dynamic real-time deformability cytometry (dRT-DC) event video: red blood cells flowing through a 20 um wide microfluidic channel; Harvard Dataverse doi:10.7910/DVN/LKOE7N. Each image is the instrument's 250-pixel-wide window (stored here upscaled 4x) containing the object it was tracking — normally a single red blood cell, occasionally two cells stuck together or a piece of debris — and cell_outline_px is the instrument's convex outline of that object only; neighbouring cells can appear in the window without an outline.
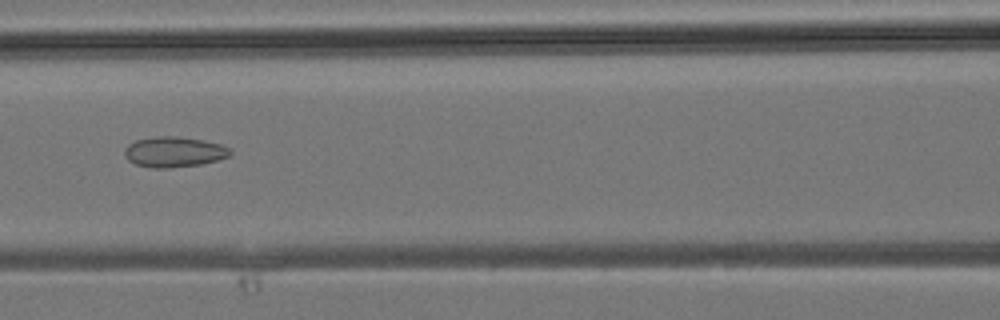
{"species": "common noctule bat (a hibernating species)", "species_latin": "Nyctalus noctula", "temperature_condition": "room temperature", "stored_images_in_passage": 27, "camera_frame_rate_fps": 3000, "um_per_image_px": 0.085, "animal": {"sex": "male", "body_mass_g": 19.2, "forearm_length_mm": 51.8}, "frame": {"image": 1, "passage_image": 10, "time_ms": 3.0, "image_size_px": [1000, 320], "cell_outline_px": [[232, 152], [228, 156], [216, 160], [200, 164], [168, 168], [152, 168], [136, 164], [128, 160], [124, 156], [124, 148], [128, 144], [136, 140], [156, 136], [180, 136], [220, 144], [228, 148]], "centroid_in_image_um": [14.74, 12.91], "position_along_channel_um": 151.9, "area_um2": 18.61}}
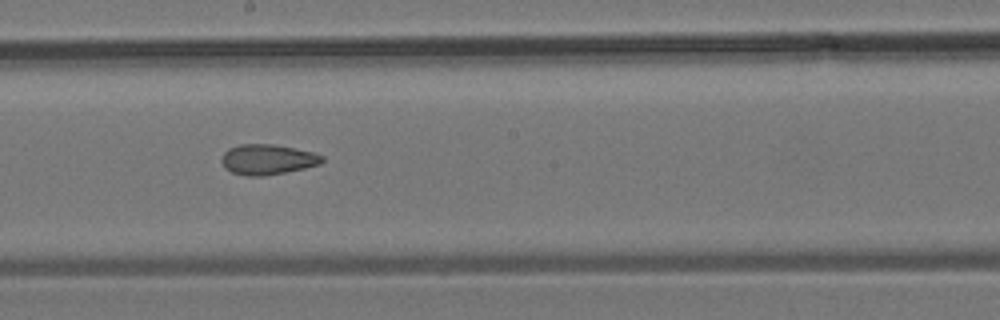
{"frame": {"image": 2, "passage_image": 14, "time_ms": 4.333, "image_size_px": [1000, 320], "cell_outline_px": [[324, 160], [320, 164], [304, 168], [264, 176], [244, 176], [232, 172], [224, 168], [220, 160], [224, 152], [228, 148], [240, 144], [272, 144], [312, 152], [324, 156]], "centroid_in_image_um": [22.7, 13.56], "position_along_channel_um": 225.5, "area_um2": 17.74}}
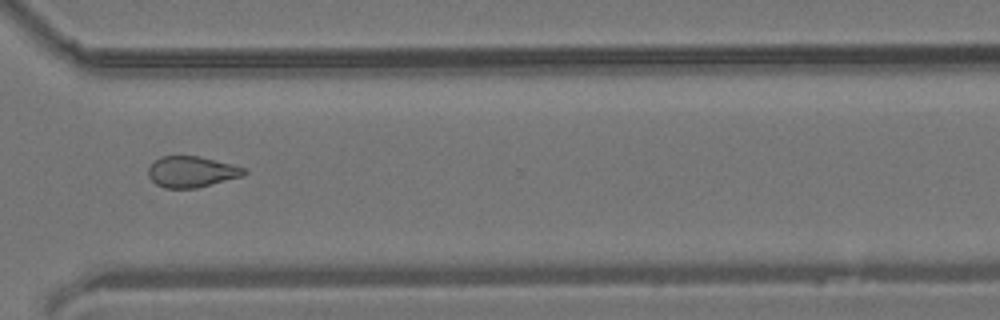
{"frame": {"image": 3, "passage_image": 21, "time_ms": 6.667, "image_size_px": [1000, 320], "cell_outline_px": [[248, 172], [244, 176], [196, 188], [164, 188], [156, 184], [148, 176], [148, 168], [160, 156], [196, 156], [232, 164], [248, 168]], "centroid_in_image_um": [16.32, 14.61], "position_along_channel_um": 354.3, "area_um2": 17.34}}